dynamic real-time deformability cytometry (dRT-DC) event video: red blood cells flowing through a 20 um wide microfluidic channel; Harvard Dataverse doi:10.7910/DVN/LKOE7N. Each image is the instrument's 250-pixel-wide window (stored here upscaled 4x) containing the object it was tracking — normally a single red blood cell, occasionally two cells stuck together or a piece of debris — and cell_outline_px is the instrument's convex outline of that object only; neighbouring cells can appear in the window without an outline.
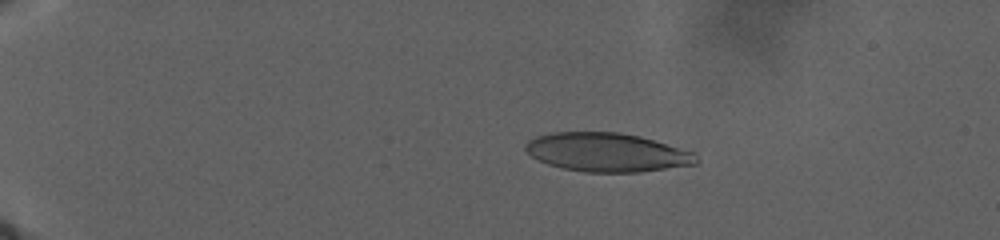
{"species": "human", "species_latin": "Homo sapiens", "temperature_condition": "warm", "stored_images_in_passage": 58, "camera_frame_rate_fps": 3000, "um_per_image_px": 0.085, "donor": {"sex": "male"}, "frame": {"image": 1, "passage_image": 7, "time_ms": 5.0, "image_size_px": [1000, 240], "cell_outline_px": [[700, 160], [696, 164], [640, 172], [584, 172], [564, 168], [548, 164], [532, 156], [524, 148], [524, 144], [528, 140], [536, 136], [552, 132], [616, 132], [640, 136], [696, 152]], "centroid_in_image_um": [51.62, 12.94], "position_along_channel_um": 33.4, "area_um2": 38.67}}
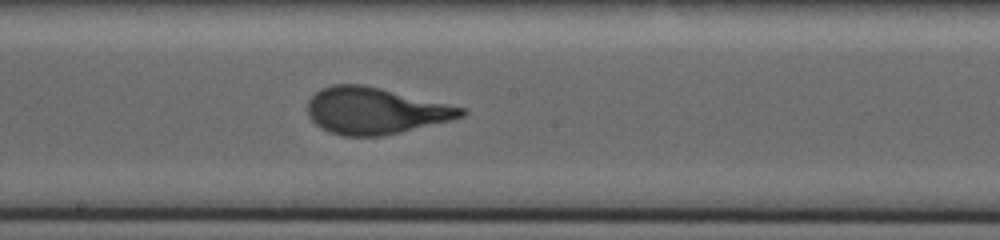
{"frame": {"image": 2, "passage_image": 36, "time_ms": 21.0, "image_size_px": [1000, 240], "cell_outline_px": [[468, 112], [464, 116], [400, 132], [380, 136], [344, 136], [328, 132], [320, 128], [308, 116], [308, 100], [320, 88], [332, 84], [364, 84], [464, 108]], "centroid_in_image_um": [31.83, 9.41], "position_along_channel_um": 216.4, "area_um2": 41.38}}
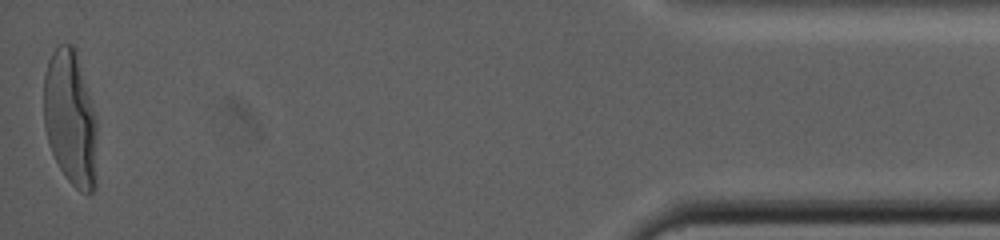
{"frame": {"image": 3, "passage_image": 58, "time_ms": 36.667, "image_size_px": [1000, 240], "cell_outline_px": [[96, 188], [88, 196], [80, 192], [68, 180], [60, 168], [52, 152], [44, 128], [44, 76], [48, 60], [52, 52], [60, 44], [72, 44], [76, 48], [96, 120]], "centroid_in_image_um": [5.99, 10.08], "position_along_channel_um": 429.2, "area_um2": 42.19}}